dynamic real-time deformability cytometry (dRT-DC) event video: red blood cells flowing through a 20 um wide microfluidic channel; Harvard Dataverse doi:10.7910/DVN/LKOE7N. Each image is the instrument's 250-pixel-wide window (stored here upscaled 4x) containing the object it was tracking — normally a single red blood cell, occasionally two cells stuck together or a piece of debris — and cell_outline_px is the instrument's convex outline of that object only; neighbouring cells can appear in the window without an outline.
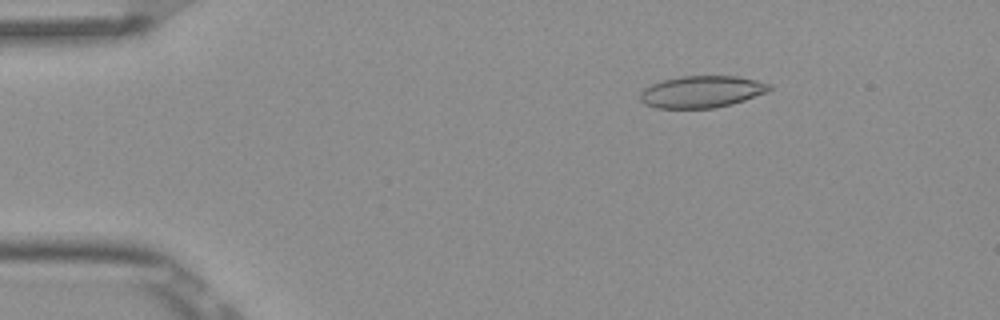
{"species": "Egyptian fruit bat (a non-hibernating species)", "species_latin": "Rousettus aegyptiacus", "temperature_condition": "room temperature", "stored_images_in_passage": 5, "camera_frame_rate_fps": 3000, "um_per_image_px": 0.085, "frame": {"image": 1, "passage_image": 3, "time_ms": 0.667, "image_size_px": [1000, 320], "cell_outline_px": [[772, 88], [768, 92], [732, 104], [716, 108], [656, 108], [644, 104], [640, 100], [640, 92], [644, 88], [652, 84], [664, 80], [680, 76], [736, 76], [756, 80], [772, 84]], "centroid_in_image_um": [59.65, 7.8], "position_along_channel_um": 25.3, "area_um2": 24.1}}